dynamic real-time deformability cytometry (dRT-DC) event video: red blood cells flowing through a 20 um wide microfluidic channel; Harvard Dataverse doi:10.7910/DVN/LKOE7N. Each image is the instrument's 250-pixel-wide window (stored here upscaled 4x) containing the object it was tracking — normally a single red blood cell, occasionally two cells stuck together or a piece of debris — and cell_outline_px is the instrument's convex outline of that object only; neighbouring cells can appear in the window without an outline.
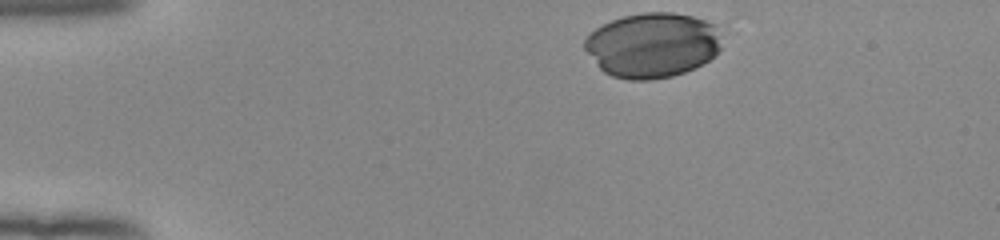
{"species": "human", "species_latin": "Homo sapiens", "temperature_condition": "room temperature", "stored_images_in_passage": 35, "camera_frame_rate_fps": 3000, "um_per_image_px": 0.085, "donor": {"sex": "female"}, "frame": {"image": 1, "passage_image": 1, "time_ms": 0.0, "image_size_px": [1000, 240], "cell_outline_px": [[720, 48], [708, 60], [696, 68], [672, 76], [652, 80], [628, 80], [612, 76], [604, 72], [596, 64], [584, 48], [584, 40], [596, 28], [612, 20], [624, 16], [644, 12], [672, 12], [692, 16], [704, 20], [712, 24]], "centroid_in_image_um": [55.39, 3.85], "position_along_channel_um": 29.6, "area_um2": 51.27}}
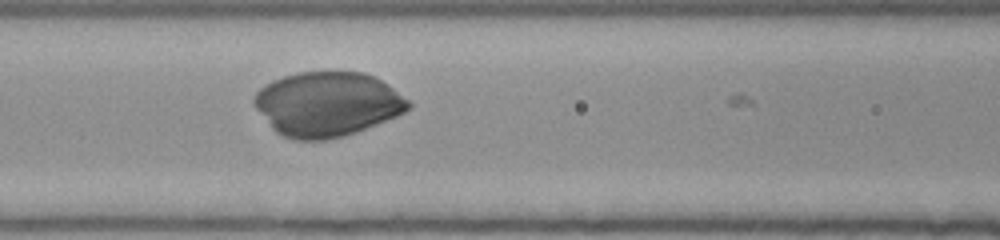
{"frame": {"image": 2, "passage_image": 15, "time_ms": 4.667, "image_size_px": [1000, 240], "cell_outline_px": [[412, 108], [396, 116], [356, 132], [344, 136], [328, 140], [296, 140], [284, 136], [276, 132], [272, 128], [252, 104], [252, 100], [256, 92], [260, 88], [272, 80], [296, 72], [364, 72], [388, 84], [408, 100], [412, 104]], "centroid_in_image_um": [27.8, 8.85], "position_along_channel_um": 138.8, "area_um2": 57.97}}
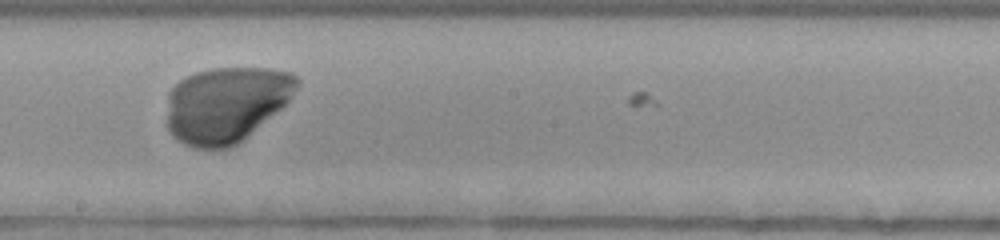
{"frame": {"image": 3, "passage_image": 22, "time_ms": 7.0, "image_size_px": [1000, 240], "cell_outline_px": [[300, 84], [288, 100], [280, 108], [244, 140], [228, 148], [192, 148], [184, 144], [172, 136], [168, 128], [168, 92], [180, 80], [196, 72], [216, 68], [268, 68], [292, 72], [300, 80]], "centroid_in_image_um": [19.23, 8.87], "position_along_channel_um": 229.0, "area_um2": 57.34}}